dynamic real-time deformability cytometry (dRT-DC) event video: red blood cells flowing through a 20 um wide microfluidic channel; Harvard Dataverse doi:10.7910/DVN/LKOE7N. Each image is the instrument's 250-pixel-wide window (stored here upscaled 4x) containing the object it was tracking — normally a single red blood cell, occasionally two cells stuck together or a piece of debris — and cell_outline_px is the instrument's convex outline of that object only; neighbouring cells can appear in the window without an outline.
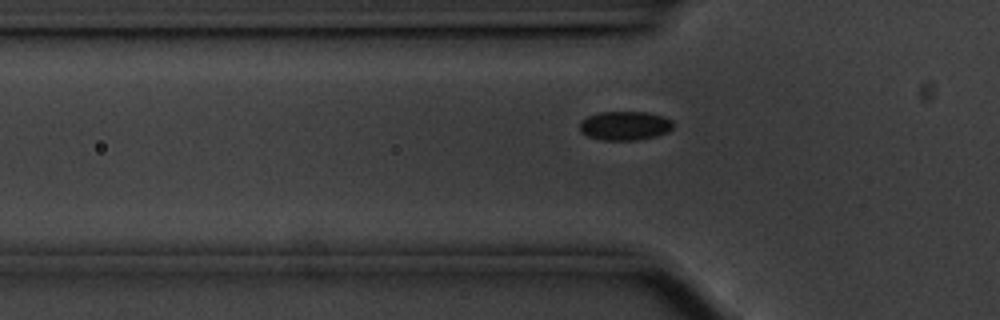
{"species": "common noctule bat (a hibernating species)", "species_latin": "Nyctalus noctula", "temperature_condition": "cold", "stored_images_in_passage": 40, "camera_frame_rate_fps": 3000, "um_per_image_px": 0.085, "animal": {"sex": "male", "body_mass_g": 20.1, "forearm_length_mm": 53.5}, "frame": {"image": 1, "passage_image": 2, "time_ms": 0.333, "image_size_px": [1000, 320], "cell_outline_px": [[672, 128], [668, 132], [656, 136], [636, 140], [600, 140], [588, 136], [580, 132], [580, 120], [588, 116], [600, 112], [648, 112], [664, 116], [672, 120]], "centroid_in_image_um": [53.11, 10.68], "position_along_channel_um": 72.7, "area_um2": 15.9}}
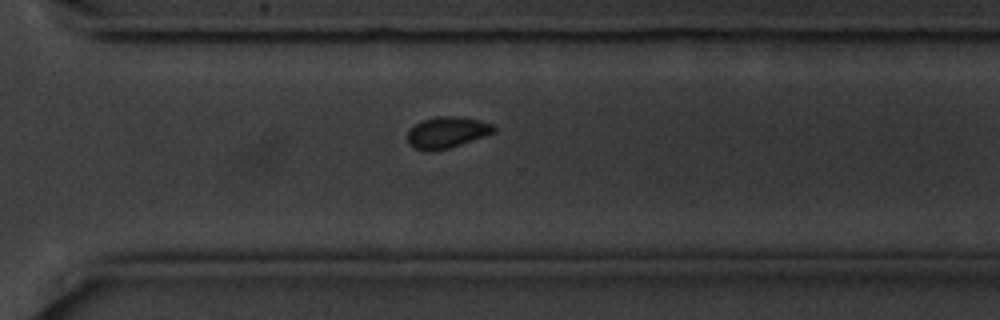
{"frame": {"image": 2, "passage_image": 24, "time_ms": 7.667, "image_size_px": [1000, 320], "cell_outline_px": [[496, 132], [448, 148], [416, 148], [408, 144], [408, 132], [416, 124], [424, 120], [440, 116], [456, 116], [476, 120], [492, 124], [496, 128]], "centroid_in_image_um": [38.03, 11.22], "position_along_channel_um": 332.6, "area_um2": 14.91}}
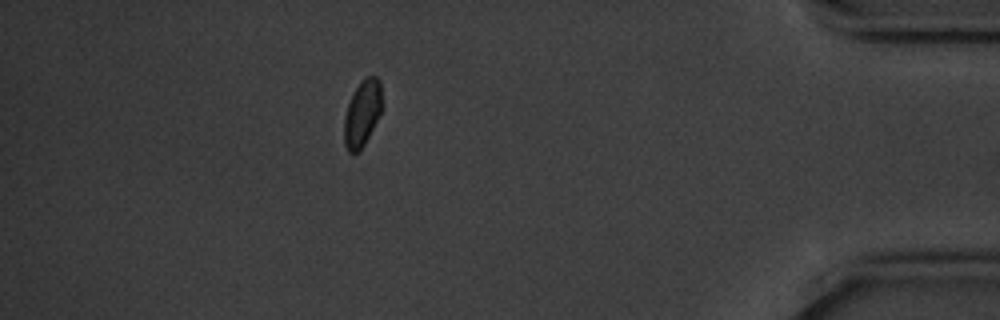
{"frame": {"image": 3, "passage_image": 34, "time_ms": 11.0, "image_size_px": [1000, 320], "cell_outline_px": [[384, 108], [364, 144], [356, 152], [348, 152], [344, 144], [344, 116], [348, 104], [360, 80], [368, 76], [376, 76], [380, 80], [384, 104]], "centroid_in_image_um": [30.83, 9.58], "position_along_channel_um": 404.4, "area_um2": 14.85}}